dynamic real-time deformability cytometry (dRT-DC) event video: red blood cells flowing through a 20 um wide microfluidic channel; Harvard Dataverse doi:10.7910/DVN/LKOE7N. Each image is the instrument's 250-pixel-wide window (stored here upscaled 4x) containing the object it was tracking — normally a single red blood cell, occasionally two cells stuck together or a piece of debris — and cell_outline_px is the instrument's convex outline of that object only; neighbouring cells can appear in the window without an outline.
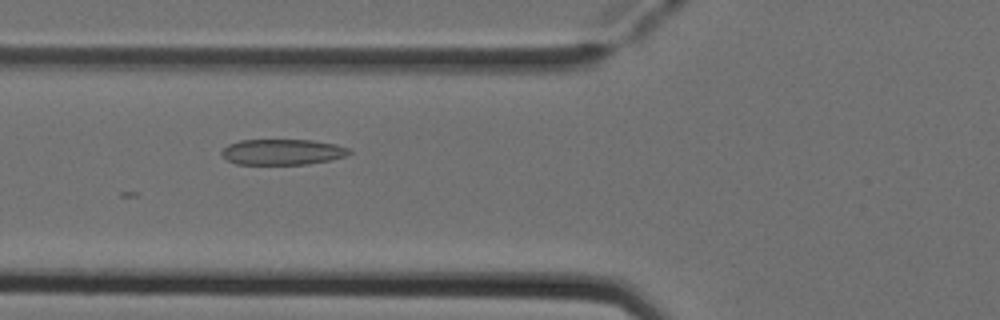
{"species": "Egyptian fruit bat (a non-hibernating species)", "species_latin": "Rousettus aegyptiacus", "temperature_condition": "cold", "stored_images_in_passage": 5, "camera_frame_rate_fps": 3000, "um_per_image_px": 0.085, "animal": {"sex": "female"}, "frame": {"image": 1, "passage_image": 3, "time_ms": 0.667, "image_size_px": [1000, 320], "cell_outline_px": [[352, 152], [344, 156], [332, 160], [308, 164], [236, 164], [228, 160], [220, 152], [228, 144], [240, 140], [312, 140], [336, 144], [348, 148]], "centroid_in_image_um": [24.02, 12.91], "position_along_channel_um": 101.8, "area_um2": 19.07}}
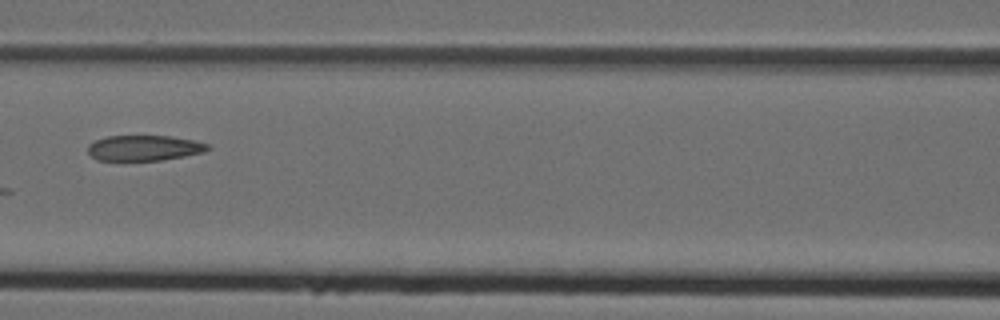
{"frame": {"image": 2, "passage_image": 4, "time_ms": 1.0, "image_size_px": [1000, 320], "cell_outline_px": [[212, 148], [204, 152], [184, 156], [160, 160], [96, 160], [88, 152], [88, 144], [96, 140], [108, 136], [172, 136], [192, 140], [208, 144]], "centroid_in_image_um": [12.26, 12.57], "position_along_channel_um": 154.3, "area_um2": 17.69}}